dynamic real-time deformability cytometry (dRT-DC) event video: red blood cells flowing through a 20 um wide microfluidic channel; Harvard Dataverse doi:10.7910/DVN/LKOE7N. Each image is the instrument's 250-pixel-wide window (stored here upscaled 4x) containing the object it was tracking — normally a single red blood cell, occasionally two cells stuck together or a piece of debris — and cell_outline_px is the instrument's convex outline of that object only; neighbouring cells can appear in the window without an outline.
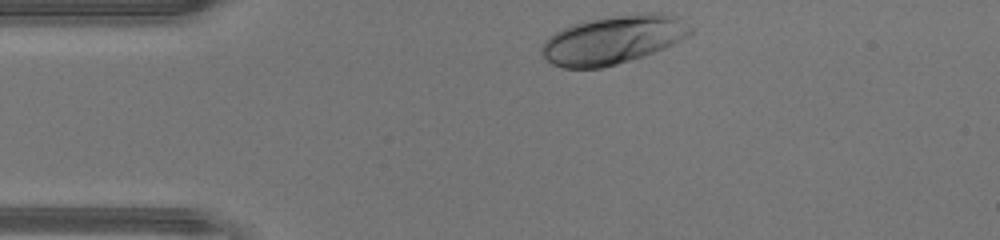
{"species": "human", "species_latin": "Homo sapiens", "temperature_condition": "warm", "stored_images_in_passage": 27, "camera_frame_rate_fps": 3000, "um_per_image_px": 0.085, "donor": {"sex": "male"}, "frame": {"image": 1, "passage_image": 1, "time_ms": 0.0, "image_size_px": [1000, 240], "cell_outline_px": [[692, 32], [688, 36], [664, 48], [644, 56], [616, 64], [600, 68], [564, 68], [552, 64], [540, 52], [540, 48], [544, 40], [548, 36], [580, 20], [644, 12], [664, 12], [676, 16], [692, 28]], "centroid_in_image_um": [52.1, 3.36], "position_along_channel_um": 32.9, "area_um2": 42.25}}
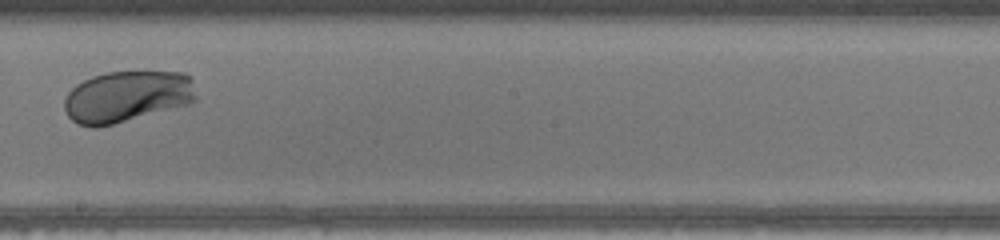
{"frame": {"image": 2, "passage_image": 17, "time_ms": 5.333, "image_size_px": [1000, 240], "cell_outline_px": [[196, 100], [188, 104], [112, 124], [96, 128], [92, 128], [76, 124], [68, 116], [64, 108], [64, 100], [68, 92], [76, 84], [92, 76], [104, 72], [184, 72], [192, 76], [196, 96]], "centroid_in_image_um": [10.78, 8.2], "position_along_channel_um": 237.4, "area_um2": 39.59}}
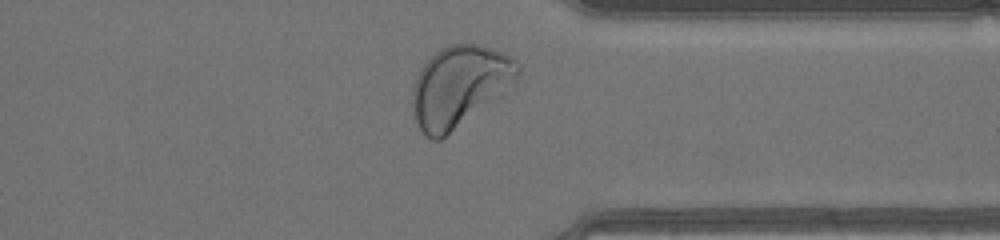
{"frame": {"image": 3, "passage_image": 26, "time_ms": 8.333, "image_size_px": [1000, 240], "cell_outline_px": [[520, 72], [516, 80], [500, 96], [440, 140], [432, 140], [420, 128], [412, 112], [412, 88], [416, 76], [420, 68], [440, 48], [448, 44], [480, 44], [504, 52], [512, 56], [520, 64]], "centroid_in_image_um": [39.06, 7.29], "position_along_channel_um": 372.3, "area_um2": 49.59}}